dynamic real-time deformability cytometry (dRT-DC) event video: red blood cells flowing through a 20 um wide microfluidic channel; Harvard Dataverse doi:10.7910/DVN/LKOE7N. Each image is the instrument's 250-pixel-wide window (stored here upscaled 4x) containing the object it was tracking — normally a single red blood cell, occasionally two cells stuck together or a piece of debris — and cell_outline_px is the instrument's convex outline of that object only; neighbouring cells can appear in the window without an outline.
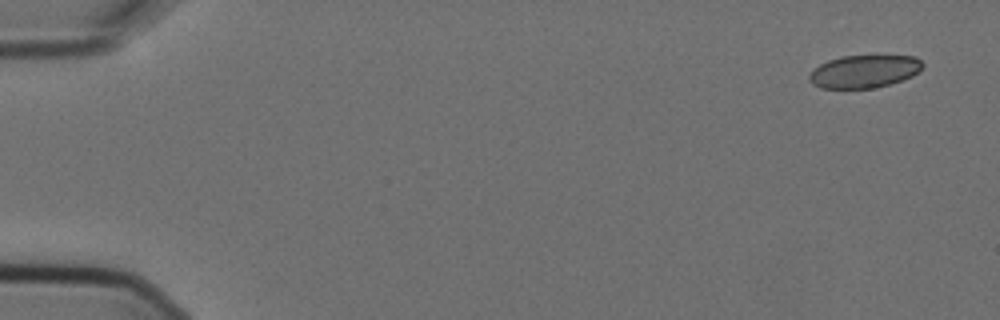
{"species": "Egyptian fruit bat (a non-hibernating species)", "species_latin": "Rousettus aegyptiacus", "temperature_condition": "cold", "stored_images_in_passage": 6, "camera_frame_rate_fps": 3000, "um_per_image_px": 0.085, "animal": {"sex": "female"}, "frame": {"image": 1, "passage_image": 1, "time_ms": 0.0, "image_size_px": [1000, 320], "cell_outline_px": [[924, 64], [920, 72], [912, 76], [888, 84], [872, 88], [820, 88], [812, 84], [808, 80], [808, 76], [820, 64], [828, 60], [840, 56], [916, 56]], "centroid_in_image_um": [73.46, 6.07], "position_along_channel_um": 11.5, "area_um2": 21.56}}
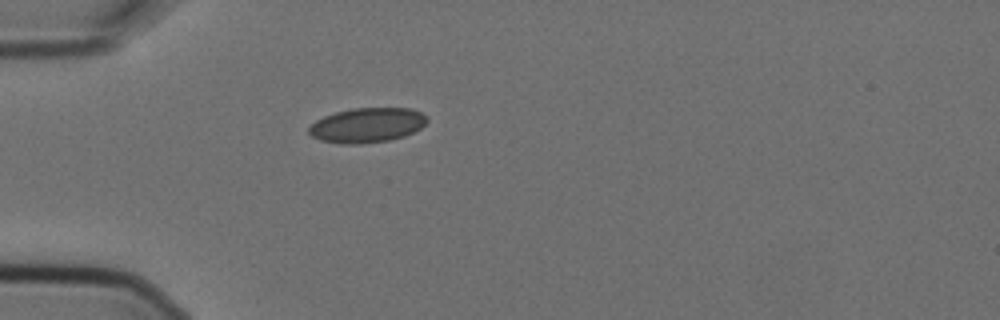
{"frame": {"image": 2, "passage_image": 5, "time_ms": 1.333, "image_size_px": [1000, 320], "cell_outline_px": [[428, 120], [420, 128], [404, 136], [388, 140], [360, 144], [344, 144], [320, 140], [312, 136], [308, 132], [308, 128], [316, 120], [324, 116], [336, 112], [352, 108], [412, 108], [420, 112]], "centroid_in_image_um": [31.18, 10.64], "position_along_channel_um": 53.8, "area_um2": 23.76}}